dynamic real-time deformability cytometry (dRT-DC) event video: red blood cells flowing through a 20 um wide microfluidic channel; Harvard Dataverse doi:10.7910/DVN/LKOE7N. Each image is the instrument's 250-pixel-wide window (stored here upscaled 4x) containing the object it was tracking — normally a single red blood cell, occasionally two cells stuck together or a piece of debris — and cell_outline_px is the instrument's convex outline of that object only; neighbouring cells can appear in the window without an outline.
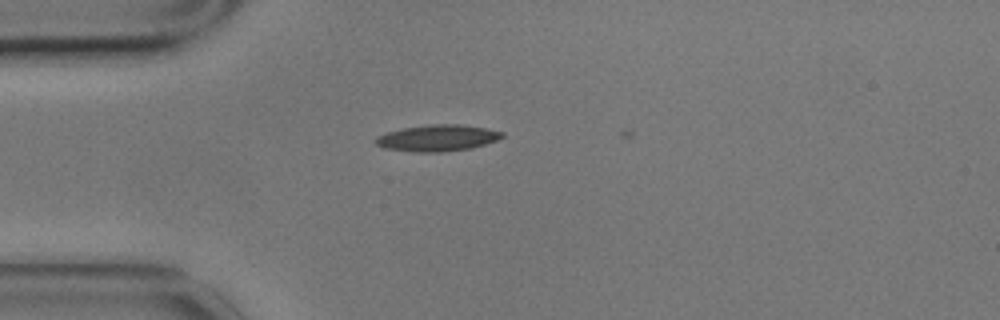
{"species": "common noctule bat (a hibernating species)", "species_latin": "Nyctalus noctula", "temperature_condition": "cold", "stored_images_in_passage": 2, "camera_frame_rate_fps": 3000, "um_per_image_px": 0.085, "animal": {"sex": "male", "body_mass_g": 17.9}, "frame": {"image": 1, "passage_image": 1, "time_ms": 0.0, "image_size_px": [1000, 320], "cell_outline_px": [[504, 136], [496, 140], [484, 144], [468, 148], [440, 152], [416, 152], [384, 148], [376, 144], [372, 140], [376, 136], [388, 132], [404, 128], [432, 124], [460, 124], [484, 128], [504, 132]], "centroid_in_image_um": [37.14, 11.72], "position_along_channel_um": 47.9, "area_um2": 19.25}}